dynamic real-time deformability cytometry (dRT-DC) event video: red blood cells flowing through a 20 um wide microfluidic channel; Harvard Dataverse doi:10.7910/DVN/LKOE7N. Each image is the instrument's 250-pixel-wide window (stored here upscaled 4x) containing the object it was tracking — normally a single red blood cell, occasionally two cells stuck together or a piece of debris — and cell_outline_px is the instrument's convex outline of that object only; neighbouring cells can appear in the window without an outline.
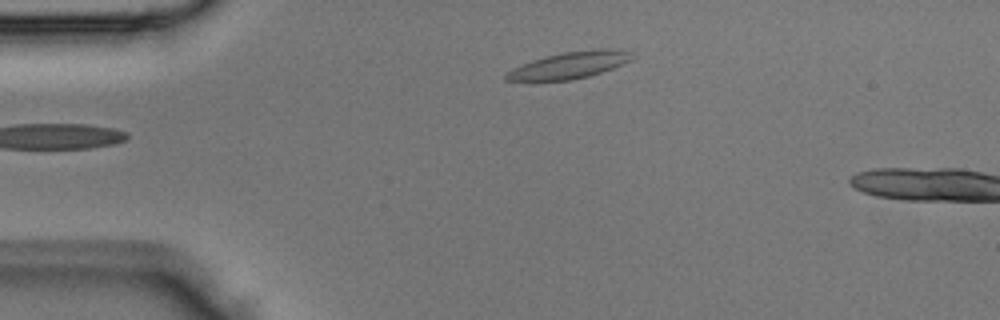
{"species": "Egyptian fruit bat (a non-hibernating species)", "species_latin": "Rousettus aegyptiacus", "temperature_condition": "room temperature", "stored_images_in_passage": 3, "camera_frame_rate_fps": 3000, "um_per_image_px": 0.085, "animal": {"sex": "male"}, "frame": {"image": 1, "passage_image": 3, "time_ms": 0.667, "image_size_px": [1000, 320], "cell_outline_px": [[632, 60], [612, 68], [588, 76], [572, 80], [504, 80], [504, 76], [512, 68], [532, 60], [544, 56], [564, 52], [600, 48], [612, 48], [632, 52]], "centroid_in_image_um": [48.43, 5.52], "position_along_channel_um": 36.6, "area_um2": 19.42}}